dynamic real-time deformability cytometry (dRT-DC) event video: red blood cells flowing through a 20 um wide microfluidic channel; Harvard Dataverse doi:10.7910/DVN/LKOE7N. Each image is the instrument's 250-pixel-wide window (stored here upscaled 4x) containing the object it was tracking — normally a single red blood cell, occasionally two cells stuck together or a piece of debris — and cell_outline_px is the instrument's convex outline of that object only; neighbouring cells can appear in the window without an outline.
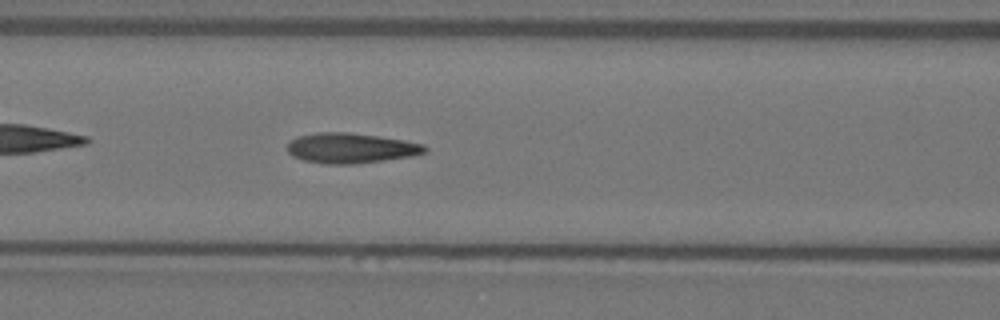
{"species": "Egyptian fruit bat (a non-hibernating species)", "species_latin": "Rousettus aegyptiacus", "temperature_condition": "warm", "stored_images_in_passage": 43, "camera_frame_rate_fps": 3000, "um_per_image_px": 0.085, "animal": {"sex": "female"}, "frame": {"image": 1, "passage_image": 9, "time_ms": 2.667, "image_size_px": [1000, 320], "cell_outline_px": [[428, 152], [412, 156], [356, 164], [328, 164], [304, 160], [292, 156], [288, 152], [288, 144], [296, 136], [316, 132], [348, 132], [404, 140], [424, 144], [428, 148]], "centroid_in_image_um": [29.84, 12.59], "position_along_channel_um": 136.8, "area_um2": 24.22}}
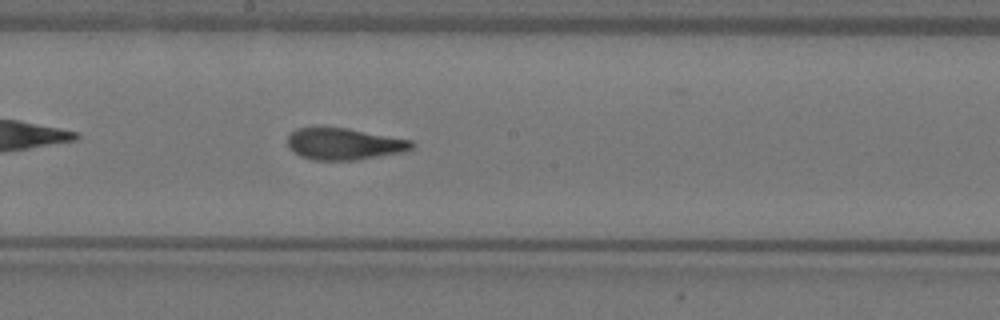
{"frame": {"image": 2, "passage_image": 16, "time_ms": 5.0, "image_size_px": [1000, 320], "cell_outline_px": [[416, 144], [412, 148], [404, 152], [356, 160], [312, 160], [300, 156], [292, 152], [288, 148], [288, 136], [296, 128], [348, 128], [412, 140]], "centroid_in_image_um": [29.26, 12.25], "position_along_channel_um": 218.9, "area_um2": 23.0}}
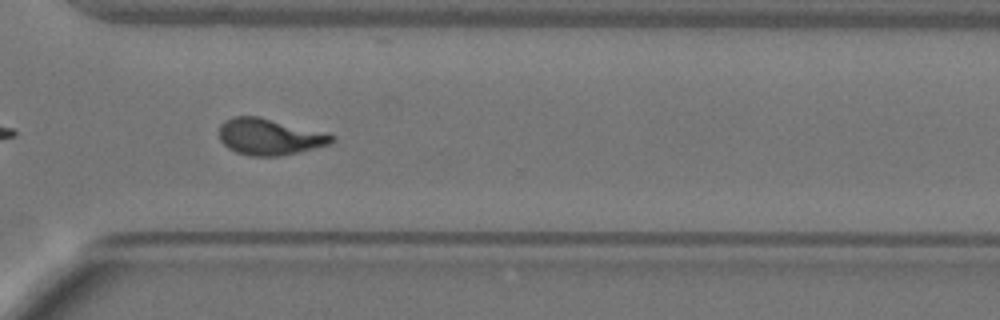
{"frame": {"image": 3, "passage_image": 27, "time_ms": 8.667, "image_size_px": [1000, 320], "cell_outline_px": [[336, 140], [332, 144], [280, 156], [252, 156], [236, 152], [228, 148], [220, 140], [220, 124], [224, 120], [232, 116], [260, 116], [328, 132], [336, 136]], "centroid_in_image_um": [22.96, 11.61], "position_along_channel_um": 347.6, "area_um2": 24.33}, "authors_computed_cell_mechanics": {"area_um2": 23.4668, "velocity_mm_per_s": 3.5264, "shape_relaxation_time_tau1_ms": 9.1593, "shape_relaxation_time_tau2_ms": 1.5704, "deformation_change_tau1": 0.2805, "deformation_change_tau2": 0.0957}}